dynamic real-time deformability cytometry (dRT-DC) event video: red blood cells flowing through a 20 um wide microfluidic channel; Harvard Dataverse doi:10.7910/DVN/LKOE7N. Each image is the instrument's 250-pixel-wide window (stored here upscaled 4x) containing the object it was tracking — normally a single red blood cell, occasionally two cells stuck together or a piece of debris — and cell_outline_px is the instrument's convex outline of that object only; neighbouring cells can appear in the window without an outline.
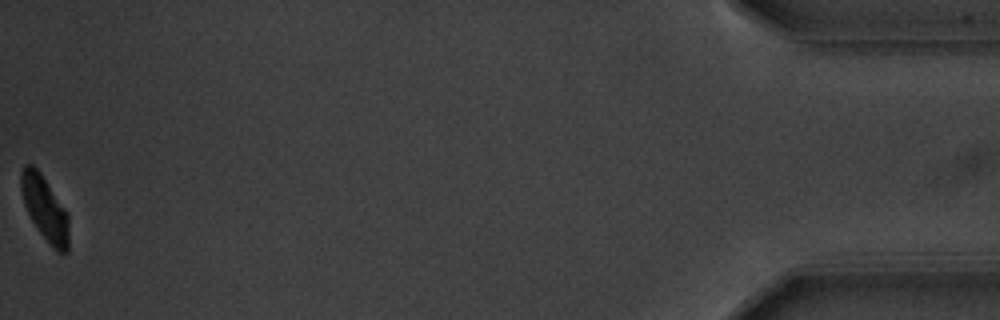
{"species": "common noctule bat (a hibernating species)", "species_latin": "Nyctalus noctula", "temperature_condition": "warm", "stored_images_in_passage": 56, "camera_frame_rate_fps": 3000, "um_per_image_px": 0.085, "animal": {"sex": "male", "body_mass_g": 20.1, "forearm_length_mm": 53.5}, "frame": {"image": 1, "passage_image": 56, "time_ms": 18.333, "image_size_px": [1000, 320], "cell_outline_px": [[68, 252], [56, 252], [52, 248], [40, 232], [32, 220], [24, 204], [20, 188], [20, 172], [24, 164], [32, 164], [40, 172], [68, 212]], "centroid_in_image_um": [3.8, 17.69], "position_along_channel_um": 431.4, "area_um2": 17.98}, "authors_computed_cell_mechanics": {"area_um2": 19.652, "velocity_mm_per_s": 3.694, "shape_relaxation_time_tau1_ms": 2.9741, "shape_relaxation_time_tau2_ms": null, "deformation_change_tau1": 0.1735, "deformation_change_tau2": null}}